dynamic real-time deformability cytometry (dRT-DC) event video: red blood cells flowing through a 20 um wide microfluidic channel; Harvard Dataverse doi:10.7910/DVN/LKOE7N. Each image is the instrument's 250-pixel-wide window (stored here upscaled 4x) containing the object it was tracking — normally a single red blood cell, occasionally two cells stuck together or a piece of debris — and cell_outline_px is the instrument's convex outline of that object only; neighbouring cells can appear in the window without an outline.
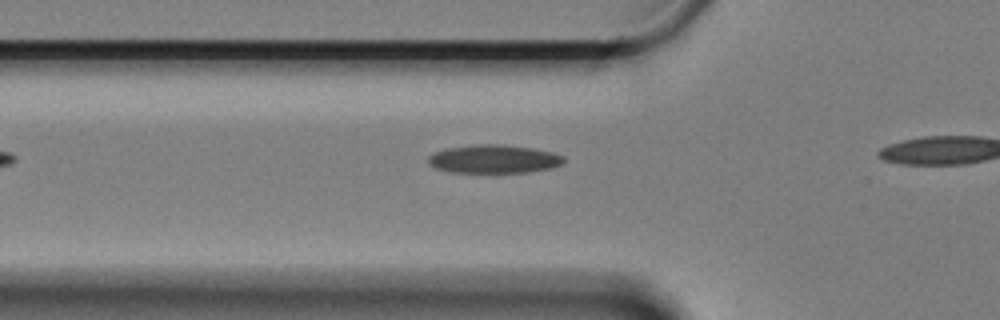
{"species": "Egyptian fruit bat (a non-hibernating species)", "species_latin": "Rousettus aegyptiacus", "temperature_condition": "cold", "stored_images_in_passage": 8, "camera_frame_rate_fps": 3000, "um_per_image_px": 0.085, "animal": {"sex": "female"}, "frame": {"image": 1, "passage_image": 2, "time_ms": 0.333, "image_size_px": [1000, 320], "cell_outline_px": [[564, 160], [560, 164], [548, 168], [528, 172], [448, 172], [436, 168], [428, 164], [428, 156], [432, 152], [444, 148], [472, 144], [504, 144], [532, 148], [552, 152], [564, 156]], "centroid_in_image_um": [41.9, 13.5], "position_along_channel_um": 83.9, "area_um2": 22.54}}
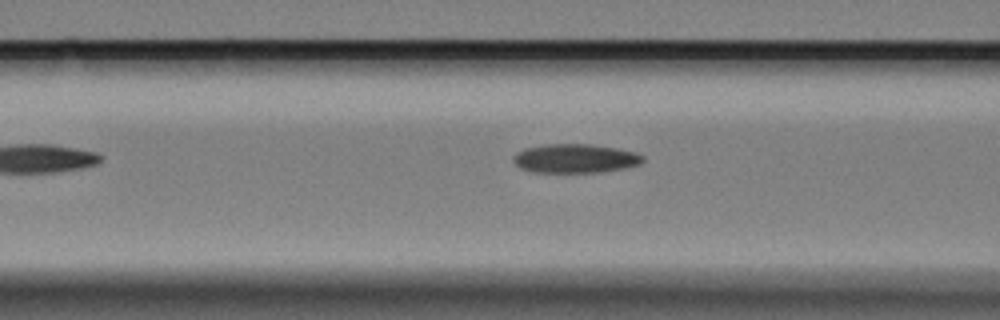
{"frame": {"image": 2, "passage_image": 5, "time_ms": 1.333, "image_size_px": [1000, 320], "cell_outline_px": [[644, 160], [640, 164], [624, 168], [604, 172], [532, 172], [520, 168], [512, 160], [512, 156], [516, 152], [524, 148], [544, 144], [592, 144], [616, 148], [636, 152], [644, 156]], "centroid_in_image_um": [48.88, 13.46], "position_along_channel_um": 117.7, "area_um2": 22.08}}